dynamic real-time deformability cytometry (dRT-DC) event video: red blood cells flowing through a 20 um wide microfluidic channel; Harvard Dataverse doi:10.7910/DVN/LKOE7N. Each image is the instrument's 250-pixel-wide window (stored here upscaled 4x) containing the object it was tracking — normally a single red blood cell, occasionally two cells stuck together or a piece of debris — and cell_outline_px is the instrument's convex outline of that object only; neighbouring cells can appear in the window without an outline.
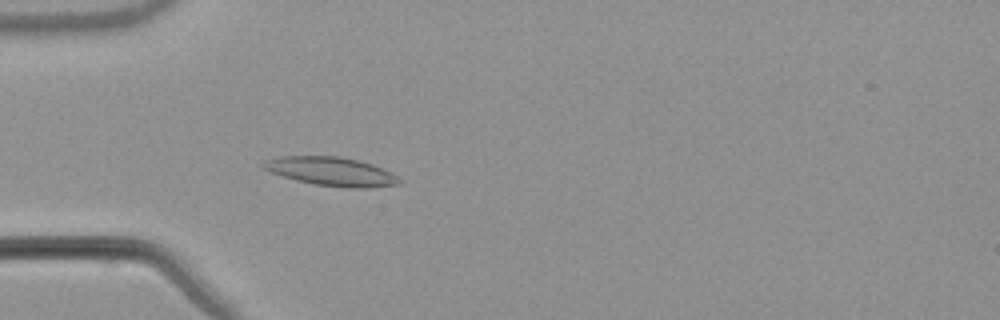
{"species": "common noctule bat (a hibernating species)", "species_latin": "Nyctalus noctula", "temperature_condition": "warm", "stored_images_in_passage": 56, "camera_frame_rate_fps": 3000, "um_per_image_px": 0.085, "animal": {"sex": "male", "body_mass_g": 21.5, "forearm_length_mm": 52.0}, "frame": {"image": 1, "passage_image": 18, "time_ms": 5.667, "image_size_px": [1000, 320], "cell_outline_px": [[400, 184], [368, 188], [348, 188], [312, 184], [296, 180], [272, 172], [264, 168], [260, 164], [264, 160], [280, 156], [340, 156], [372, 164], [392, 172], [400, 180]], "centroid_in_image_um": [28.16, 14.57], "position_along_channel_um": 56.8, "area_um2": 22.72}}
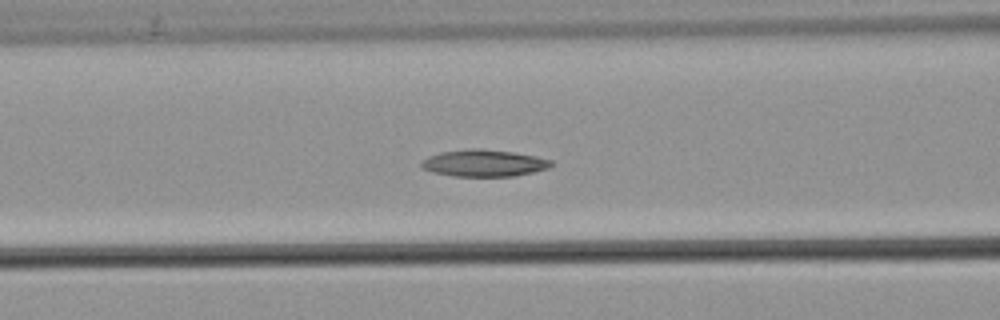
{"frame": {"image": 2, "passage_image": 24, "time_ms": 7.667, "image_size_px": [1000, 320], "cell_outline_px": [[556, 164], [548, 168], [516, 176], [452, 176], [432, 172], [420, 168], [420, 164], [428, 156], [440, 152], [472, 148], [480, 148], [512, 152], [536, 156], [552, 160]], "centroid_in_image_um": [41.14, 13.86], "position_along_channel_um": 125.5, "area_um2": 20.46}}
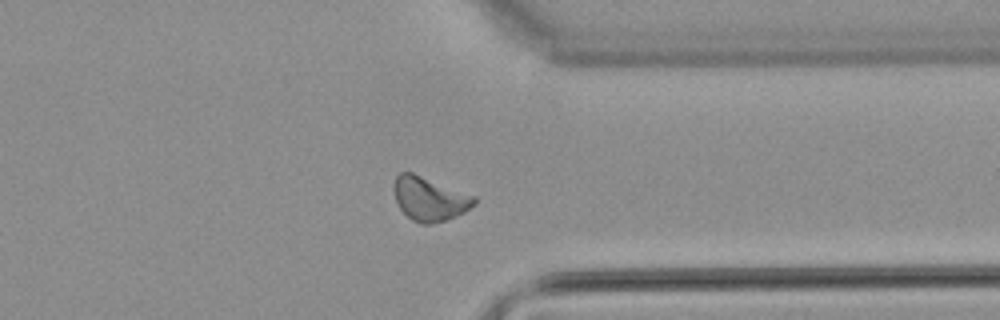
{"frame": {"image": 3, "passage_image": 44, "time_ms": 14.333, "image_size_px": [1000, 320], "cell_outline_px": [[476, 204], [464, 212], [456, 216], [432, 224], [420, 224], [412, 220], [400, 208], [396, 200], [392, 188], [396, 176], [400, 172], [412, 172], [476, 196]], "centroid_in_image_um": [36.51, 16.89], "position_along_channel_um": 374.9, "area_um2": 20.58}, "authors_computed_cell_mechanics": {"area_um2": 20.2878, "velocity_mm_per_s": 3.7779, "shape_relaxation_time_tau1_ms": null, "shape_relaxation_time_tau2_ms": 11.0649, "deformation_change_tau1": null, "deformation_change_tau2": 0.2024}}